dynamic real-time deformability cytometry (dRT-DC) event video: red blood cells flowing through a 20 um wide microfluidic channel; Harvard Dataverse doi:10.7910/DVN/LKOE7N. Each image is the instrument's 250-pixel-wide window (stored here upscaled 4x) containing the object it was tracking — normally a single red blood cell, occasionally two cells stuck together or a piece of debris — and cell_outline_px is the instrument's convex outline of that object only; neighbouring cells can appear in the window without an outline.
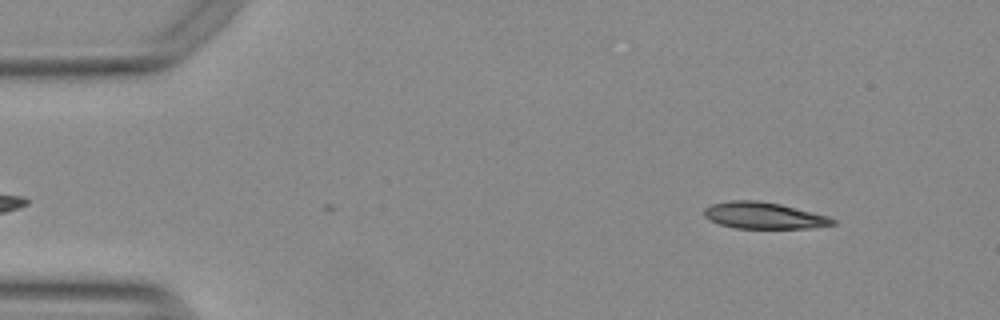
{"species": "Egyptian fruit bat (a non-hibernating species)", "species_latin": "Rousettus aegyptiacus", "temperature_condition": "warm", "stored_images_in_passage": 43, "camera_frame_rate_fps": 3000, "um_per_image_px": 0.085, "animal": {"sex": "female"}, "frame": {"image": 1, "passage_image": 3, "time_ms": 0.667, "image_size_px": [1000, 320], "cell_outline_px": [[836, 224], [812, 228], [736, 228], [720, 224], [704, 216], [704, 208], [712, 204], [728, 200], [760, 200], [780, 204], [828, 216], [836, 220]], "centroid_in_image_um": [64.93, 18.31], "position_along_channel_um": 20.1, "area_um2": 19.83}}
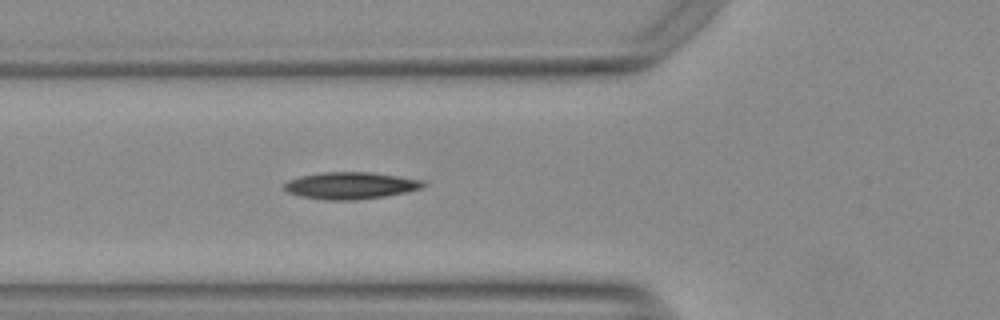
{"frame": {"image": 2, "passage_image": 16, "time_ms": 5.0, "image_size_px": [1000, 320], "cell_outline_px": [[428, 184], [420, 188], [404, 192], [384, 196], [356, 200], [324, 200], [300, 196], [288, 192], [284, 188], [284, 184], [288, 180], [300, 176], [320, 172], [372, 172], [424, 180]], "centroid_in_image_um": [29.79, 15.76], "position_along_channel_um": 96.0, "area_um2": 21.85}}
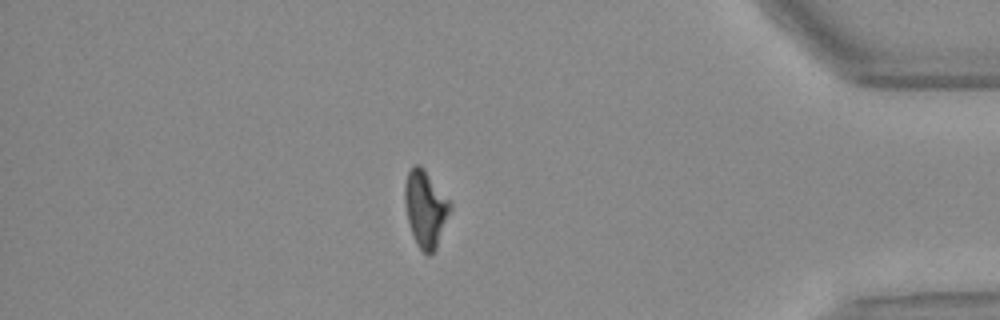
{"frame": {"image": 3, "passage_image": 43, "time_ms": 14.0, "image_size_px": [1000, 320], "cell_outline_px": [[452, 208], [436, 248], [428, 256], [416, 244], [408, 220], [404, 200], [404, 184], [408, 172], [416, 164], [420, 164], [424, 168], [452, 204]], "centroid_in_image_um": [36.17, 17.72], "position_along_channel_um": 399.0, "area_um2": 20.06}, "authors_computed_cell_mechanics": {"area_um2": 20.808, "velocity_mm_per_s": 3.7895, "shape_relaxation_time_tau1_ms": null, "shape_relaxation_time_tau2_ms": 7.1809, "deformation_change_tau1": null, "deformation_change_tau2": 0.1662}}